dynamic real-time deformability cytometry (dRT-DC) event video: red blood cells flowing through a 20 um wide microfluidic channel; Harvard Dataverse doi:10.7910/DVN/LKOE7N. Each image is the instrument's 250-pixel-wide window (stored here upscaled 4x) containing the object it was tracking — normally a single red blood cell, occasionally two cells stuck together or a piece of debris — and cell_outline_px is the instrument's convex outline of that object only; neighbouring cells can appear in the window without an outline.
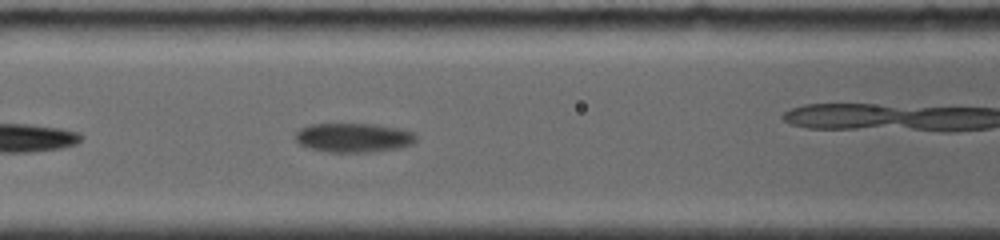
{"species": "common noctule bat (a hibernating species)", "species_latin": "Nyctalus noctula", "temperature_condition": "room temperature", "stored_images_in_passage": 29, "camera_frame_rate_fps": 4000, "um_per_image_px": 0.085, "animal": {"sex": "female", "body_mass_g": 19.0, "forearm_length_mm": 56.7}, "frame": {"image": 1, "passage_image": 14, "time_ms": 2.5, "image_size_px": [1000, 240], "cell_outline_px": [[416, 140], [412, 144], [396, 148], [372, 152], [328, 152], [312, 148], [300, 144], [296, 140], [296, 132], [300, 128], [312, 124], [372, 124], [400, 128], [412, 132], [416, 136]], "centroid_in_image_um": [30.06, 11.7], "position_along_channel_um": 136.5, "area_um2": 20.35}}